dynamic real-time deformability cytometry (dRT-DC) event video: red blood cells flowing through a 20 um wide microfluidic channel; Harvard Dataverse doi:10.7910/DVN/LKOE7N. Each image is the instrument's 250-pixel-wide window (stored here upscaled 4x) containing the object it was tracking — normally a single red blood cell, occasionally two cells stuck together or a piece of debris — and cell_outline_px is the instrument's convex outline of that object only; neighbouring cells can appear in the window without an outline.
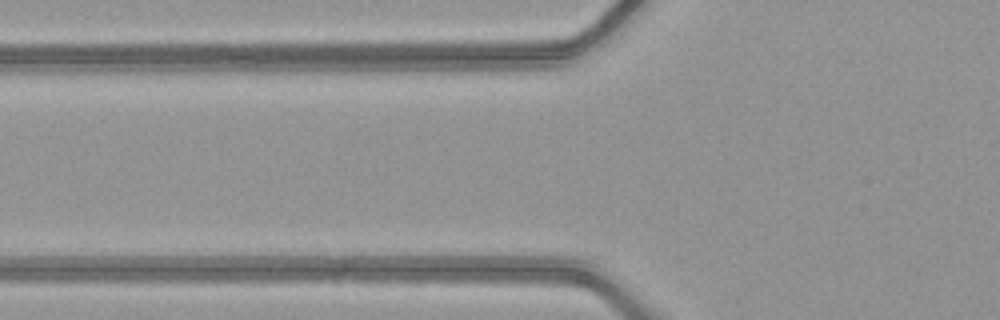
{"species": "common noctule bat (a hibernating species)", "species_latin": "Nyctalus noctula", "temperature_condition": "warm", "stored_images_in_passage": 4, "camera_frame_rate_fps": 3000, "um_per_image_px": 0.085, "animal": {"sex": "female", "body_mass_g": 21.9}, "frame": {"image": 1, "passage_image": 2, "time_ms": 0.333, "image_size_px": [1000, 320], "cell_outline_px": [[540, 268], [416, 268], [416, 256], [524, 256], [536, 260], [540, 264]], "centroid_in_image_um": [40.47, 22.28], "position_along_channel_um": 85.3, "area_um2": 10.4}}